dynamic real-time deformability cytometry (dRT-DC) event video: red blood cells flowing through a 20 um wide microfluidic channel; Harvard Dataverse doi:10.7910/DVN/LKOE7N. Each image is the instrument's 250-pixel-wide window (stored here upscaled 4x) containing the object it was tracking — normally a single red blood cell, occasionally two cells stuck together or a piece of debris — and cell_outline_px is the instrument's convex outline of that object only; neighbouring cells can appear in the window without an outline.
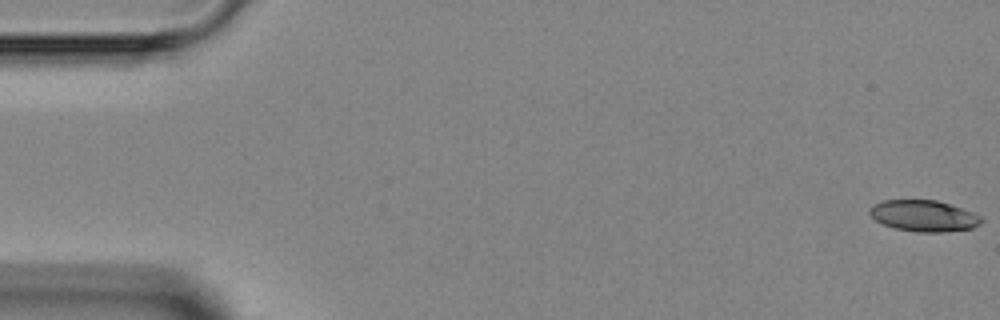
{"species": "Egyptian fruit bat (a non-hibernating species)", "species_latin": "Rousettus aegyptiacus", "temperature_condition": "room temperature", "stored_images_in_passage": 6, "camera_frame_rate_fps": 3000, "um_per_image_px": 0.085, "animal": {"sex": "female"}, "frame": {"image": 1, "passage_image": 1, "time_ms": 0.0, "image_size_px": [1000, 320], "cell_outline_px": [[984, 220], [980, 224], [972, 228], [940, 232], [916, 232], [896, 228], [884, 224], [876, 220], [868, 212], [868, 208], [884, 200], [936, 200], [972, 212], [980, 216]], "centroid_in_image_um": [78.52, 18.35], "position_along_channel_um": 6.5, "area_um2": 20.06}}
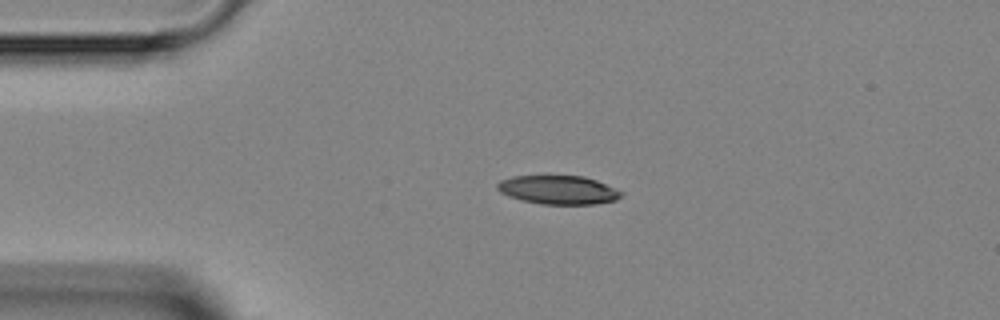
{"frame": {"image": 2, "passage_image": 4, "time_ms": 3.333, "image_size_px": [1000, 320], "cell_outline_px": [[624, 192], [616, 200], [596, 204], [540, 204], [520, 200], [508, 196], [500, 192], [496, 188], [496, 184], [500, 180], [512, 176], [584, 176], [596, 180]], "centroid_in_image_um": [47.43, 16.14], "position_along_channel_um": 37.6, "area_um2": 20.81}}
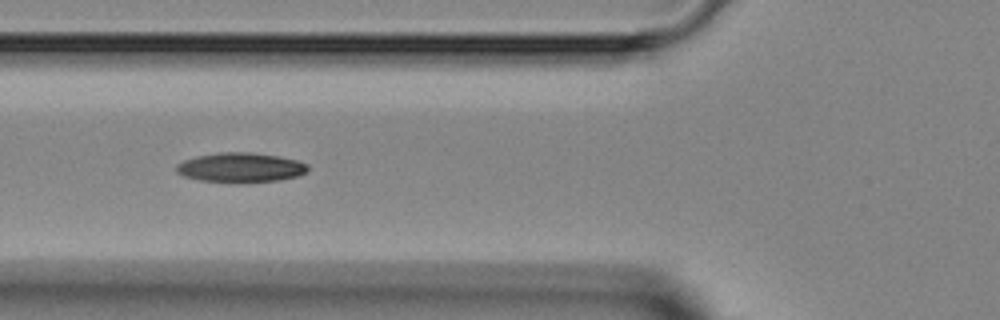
{"frame": {"image": 3, "passage_image": 6, "time_ms": 5.667, "image_size_px": [1000, 320], "cell_outline_px": [[308, 168], [304, 172], [296, 176], [276, 180], [236, 184], [200, 180], [184, 176], [176, 172], [176, 164], [184, 160], [196, 156], [220, 152], [252, 152], [276, 156], [296, 160], [308, 164]], "centroid_in_image_um": [20.39, 14.25], "position_along_channel_um": 105.4, "area_um2": 22.77}}